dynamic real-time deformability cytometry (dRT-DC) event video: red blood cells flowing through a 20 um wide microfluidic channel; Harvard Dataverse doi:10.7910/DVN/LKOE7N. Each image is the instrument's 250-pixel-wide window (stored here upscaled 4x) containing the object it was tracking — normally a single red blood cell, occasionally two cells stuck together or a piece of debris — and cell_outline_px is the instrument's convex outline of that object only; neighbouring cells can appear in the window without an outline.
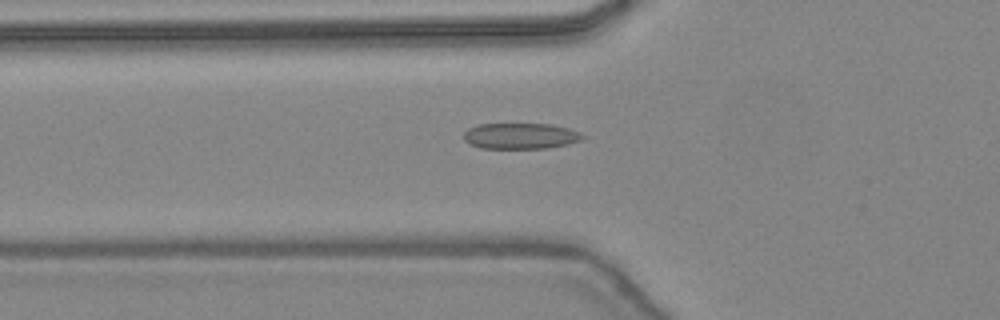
{"species": "common noctule bat (a hibernating species)", "species_latin": "Nyctalus noctula", "temperature_condition": "warm", "stored_images_in_passage": 25, "camera_frame_rate_fps": 3000, "um_per_image_px": 0.085, "animal": {"sex": "female", "body_mass_g": 24.6, "forearm_length_mm": 56.2}, "frame": {"image": 1, "passage_image": 2, "time_ms": 0.333, "image_size_px": [1000, 320], "cell_outline_px": [[584, 136], [580, 140], [568, 144], [548, 148], [480, 148], [468, 144], [464, 140], [464, 132], [468, 128], [480, 124], [552, 124], [568, 128], [580, 132]], "centroid_in_image_um": [44.22, 11.56], "position_along_channel_um": 81.6, "area_um2": 17.98}}
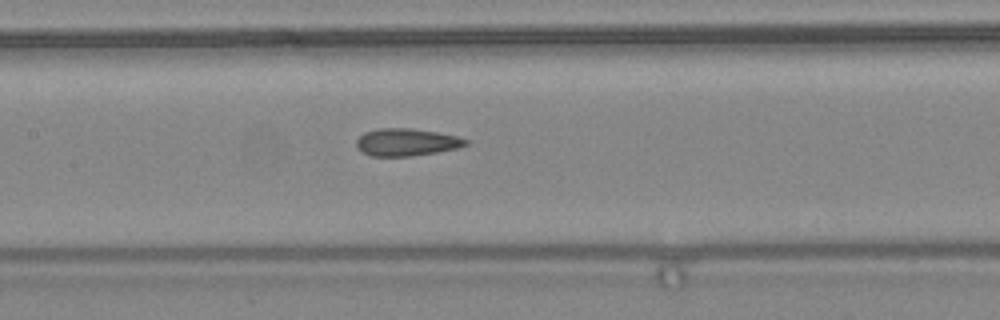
{"frame": {"image": 2, "passage_image": 8, "time_ms": 2.333, "image_size_px": [1000, 320], "cell_outline_px": [[468, 144], [460, 148], [412, 156], [372, 156], [356, 148], [356, 140], [364, 132], [380, 128], [412, 128], [460, 136], [468, 140]], "centroid_in_image_um": [34.58, 12.08], "position_along_channel_um": 172.8, "area_um2": 17.57}}
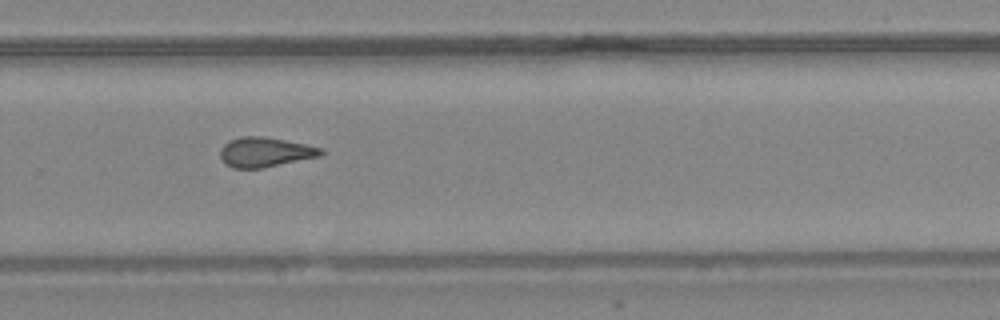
{"frame": {"image": 3, "passage_image": 17, "time_ms": 5.333, "image_size_px": [1000, 320], "cell_outline_px": [[324, 152], [320, 156], [264, 168], [232, 168], [224, 164], [220, 156], [220, 148], [228, 140], [244, 136], [264, 136], [324, 148]], "centroid_in_image_um": [22.51, 12.93], "position_along_channel_um": 307.3, "area_um2": 17.57}, "authors_computed_cell_mechanics": {"area_um2": 17.2244, "velocity_mm_per_s": 4.4963, "shape_relaxation_time_tau1_ms": null, "shape_relaxation_time_tau2_ms": 1.8531, "deformation_change_tau1": null, "deformation_change_tau2": 0.1108}}